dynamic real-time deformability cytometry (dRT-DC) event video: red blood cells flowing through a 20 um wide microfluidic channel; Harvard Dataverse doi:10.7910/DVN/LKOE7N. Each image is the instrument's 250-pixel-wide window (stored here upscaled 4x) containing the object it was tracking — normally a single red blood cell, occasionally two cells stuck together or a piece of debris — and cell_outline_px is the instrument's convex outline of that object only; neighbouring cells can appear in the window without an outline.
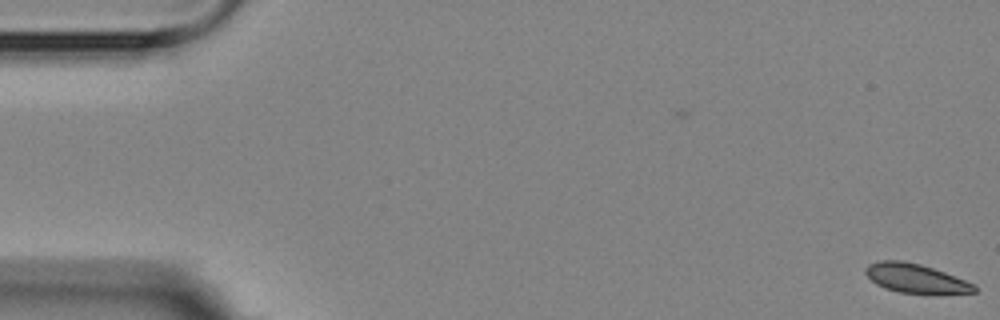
{"species": "Egyptian fruit bat (a non-hibernating species)", "species_latin": "Rousettus aegyptiacus", "temperature_condition": "room temperature", "stored_images_in_passage": 6, "camera_frame_rate_fps": 3000, "um_per_image_px": 0.085, "animal": {"sex": "female"}, "frame": {"image": 1, "passage_image": 1, "time_ms": 0.0, "image_size_px": [1000, 320], "cell_outline_px": [[976, 292], [900, 292], [884, 288], [876, 284], [864, 272], [864, 268], [868, 264], [880, 260], [904, 260], [920, 264], [944, 272], [976, 284]], "centroid_in_image_um": [77.77, 23.62], "position_along_channel_um": 7.2, "area_um2": 17.98}}